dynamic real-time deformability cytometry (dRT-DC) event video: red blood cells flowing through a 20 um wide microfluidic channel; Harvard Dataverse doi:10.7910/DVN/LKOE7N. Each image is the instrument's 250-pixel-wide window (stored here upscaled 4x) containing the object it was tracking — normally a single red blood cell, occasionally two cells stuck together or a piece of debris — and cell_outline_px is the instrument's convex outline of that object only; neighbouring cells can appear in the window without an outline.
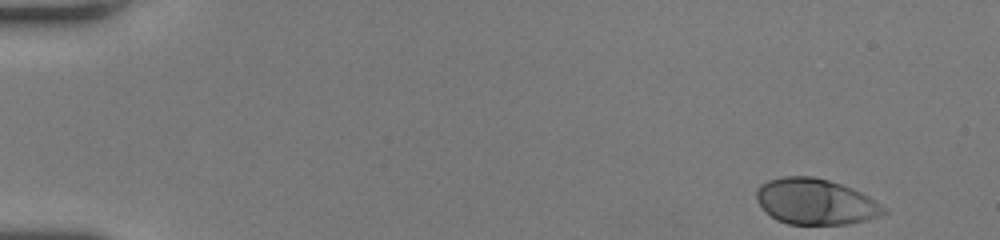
{"species": "human", "species_latin": "Homo sapiens", "temperature_condition": "room temperature", "stored_images_in_passage": 14, "camera_frame_rate_fps": 3000, "um_per_image_px": 0.085, "donor": {"sex": "female"}, "frame": {"image": 1, "passage_image": 1, "time_ms": 0.0, "image_size_px": [1000, 240], "cell_outline_px": [[888, 212], [864, 220], [848, 224], [788, 224], [776, 220], [756, 200], [756, 192], [760, 184], [768, 180], [784, 176], [812, 176], [828, 180], [852, 188], [868, 196], [884, 208]], "centroid_in_image_um": [69.28, 17.13], "position_along_channel_um": 15.7, "area_um2": 33.58}}